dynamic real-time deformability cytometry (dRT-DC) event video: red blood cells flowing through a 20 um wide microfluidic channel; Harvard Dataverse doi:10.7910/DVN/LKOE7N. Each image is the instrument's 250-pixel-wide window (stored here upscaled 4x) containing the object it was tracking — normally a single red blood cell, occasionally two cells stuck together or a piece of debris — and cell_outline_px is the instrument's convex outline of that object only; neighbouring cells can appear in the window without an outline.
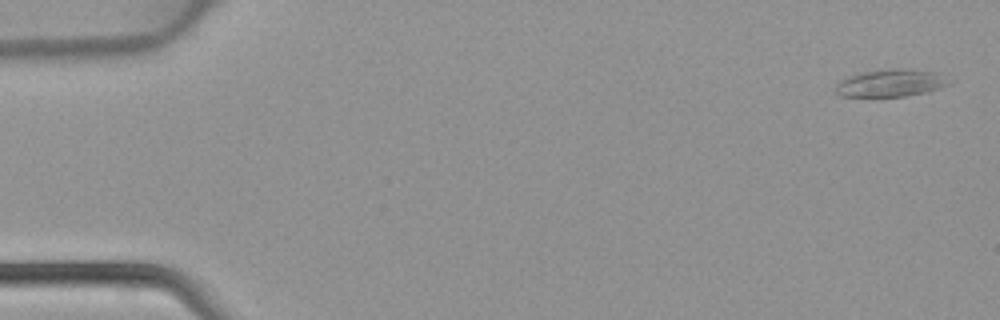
{"species": "common noctule bat (a hibernating species)", "species_latin": "Nyctalus noctula", "temperature_condition": "warm", "stored_images_in_passage": 4, "camera_frame_rate_fps": 3000, "um_per_image_px": 0.085, "animal": {"sex": "female", "body_mass_g": 22.7, "forearm_length_mm": 54.2}, "frame": {"image": 1, "passage_image": 1, "time_ms": 0.0, "image_size_px": [1000, 320], "cell_outline_px": [[956, 80], [952, 84], [928, 92], [904, 96], [840, 96], [836, 92], [836, 84], [840, 80], [860, 72], [888, 68], [908, 68], [936, 72]], "centroid_in_image_um": [75.82, 7.03], "position_along_channel_um": 9.2, "area_um2": 18.55}}
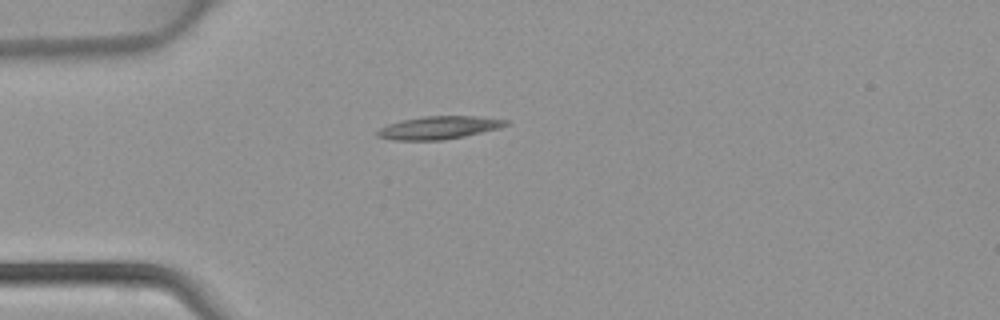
{"frame": {"image": 2, "passage_image": 4, "time_ms": 1.0, "image_size_px": [1000, 320], "cell_outline_px": [[508, 124], [500, 128], [464, 136], [444, 140], [392, 140], [376, 136], [376, 132], [380, 128], [388, 124], [400, 120], [424, 116], [476, 116], [508, 120]], "centroid_in_image_um": [37.28, 10.85], "position_along_channel_um": 47.7, "area_um2": 17.17}}